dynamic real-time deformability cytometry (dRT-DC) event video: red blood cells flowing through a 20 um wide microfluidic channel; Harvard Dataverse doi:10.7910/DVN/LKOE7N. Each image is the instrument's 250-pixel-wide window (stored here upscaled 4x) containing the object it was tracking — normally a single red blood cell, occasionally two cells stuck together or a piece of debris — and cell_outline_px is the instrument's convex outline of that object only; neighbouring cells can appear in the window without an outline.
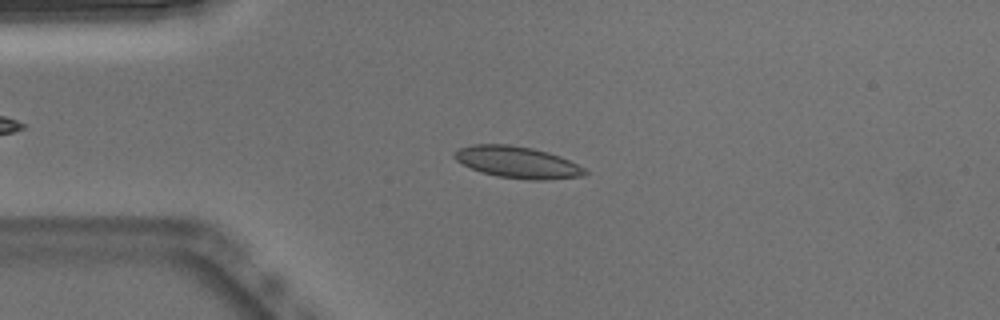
{"species": "Egyptian fruit bat (a non-hibernating species)", "species_latin": "Rousettus aegyptiacus", "temperature_condition": "warm", "stored_images_in_passage": 44, "camera_frame_rate_fps": 3000, "um_per_image_px": 0.085, "animal": {"sex": "male"}, "frame": {"image": 1, "passage_image": 4, "time_ms": 1.0, "image_size_px": [1000, 320], "cell_outline_px": [[588, 172], [584, 176], [544, 180], [532, 180], [496, 176], [480, 172], [456, 160], [452, 156], [452, 152], [460, 148], [472, 144], [508, 144], [532, 148], [548, 152], [560, 156], [584, 168]], "centroid_in_image_um": [43.96, 13.79], "position_along_channel_um": 41.0, "area_um2": 24.04}}
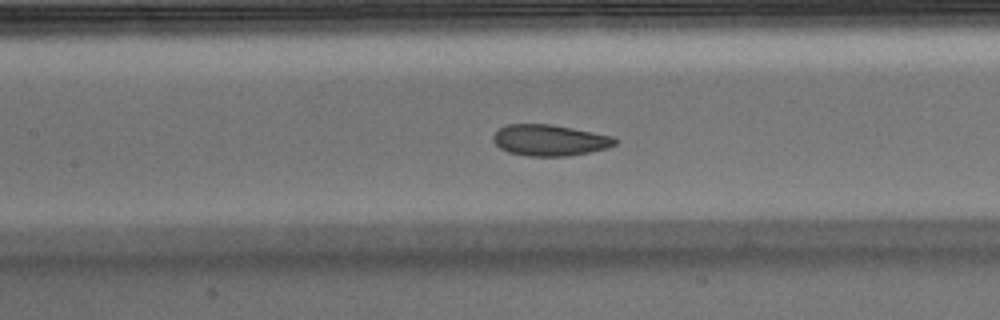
{"frame": {"image": 2, "passage_image": 15, "time_ms": 4.667, "image_size_px": [1000, 320], "cell_outline_px": [[620, 140], [616, 144], [608, 148], [568, 156], [528, 156], [508, 152], [500, 148], [492, 140], [492, 136], [500, 128], [508, 124], [548, 124], [572, 128], [616, 136]], "centroid_in_image_um": [46.76, 11.92], "position_along_channel_um": 160.6, "area_um2": 22.25}}
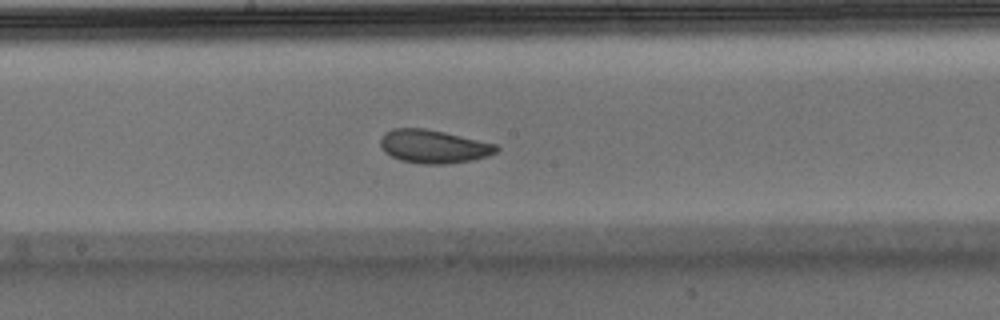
{"frame": {"image": 3, "passage_image": 19, "time_ms": 6.0, "image_size_px": [1000, 320], "cell_outline_px": [[500, 148], [496, 152], [488, 156], [472, 160], [444, 164], [420, 164], [400, 160], [384, 152], [380, 144], [380, 140], [384, 132], [392, 128], [424, 128], [444, 132], [496, 144]], "centroid_in_image_um": [36.83, 12.45], "position_along_channel_um": 211.4, "area_um2": 22.54}, "authors_computed_cell_mechanics": {"area_um2": 23.0333, "velocity_mm_per_s": 3.8156, "shape_relaxation_time_tau1_ms": 4.8798, "shape_relaxation_time_tau2_ms": 2.2324, "deformation_change_tau1": 0.1248, "deformation_change_tau2": 0.078}}